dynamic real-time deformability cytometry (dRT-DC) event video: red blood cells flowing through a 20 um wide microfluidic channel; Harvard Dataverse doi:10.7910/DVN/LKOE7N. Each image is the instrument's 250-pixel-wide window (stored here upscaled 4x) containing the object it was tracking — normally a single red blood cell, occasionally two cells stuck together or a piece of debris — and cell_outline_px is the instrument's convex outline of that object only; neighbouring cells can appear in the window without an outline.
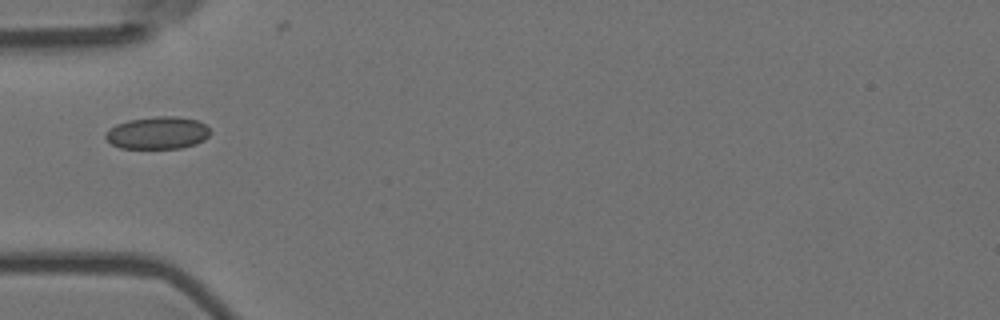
{"species": "Egyptian fruit bat (a non-hibernating species)", "species_latin": "Rousettus aegyptiacus", "temperature_condition": "room temperature", "stored_images_in_passage": 8, "camera_frame_rate_fps": 3000, "um_per_image_px": 0.085, "animal": {"sex": "female"}, "frame": {"image": 1, "passage_image": 3, "time_ms": 0.667, "image_size_px": [1000, 320], "cell_outline_px": [[212, 132], [204, 140], [196, 144], [180, 148], [120, 148], [112, 144], [104, 136], [116, 124], [128, 120], [156, 116], [176, 116], [196, 120], [204, 124]], "centroid_in_image_um": [13.43, 11.29], "position_along_channel_um": 71.6, "area_um2": 19.65}}
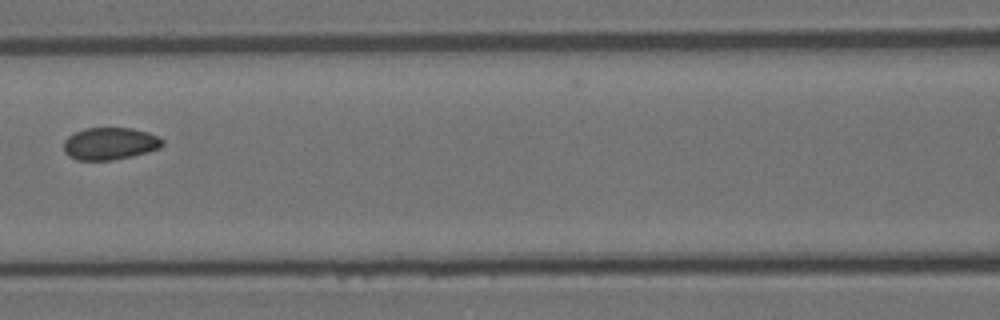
{"frame": {"image": 2, "passage_image": 5, "time_ms": 1.333, "image_size_px": [1000, 320], "cell_outline_px": [[164, 144], [160, 148], [132, 156], [112, 160], [76, 160], [68, 156], [64, 152], [64, 140], [68, 136], [84, 128], [132, 128], [148, 132], [164, 140]], "centroid_in_image_um": [9.33, 12.21], "position_along_channel_um": 157.3, "area_um2": 18.61}}
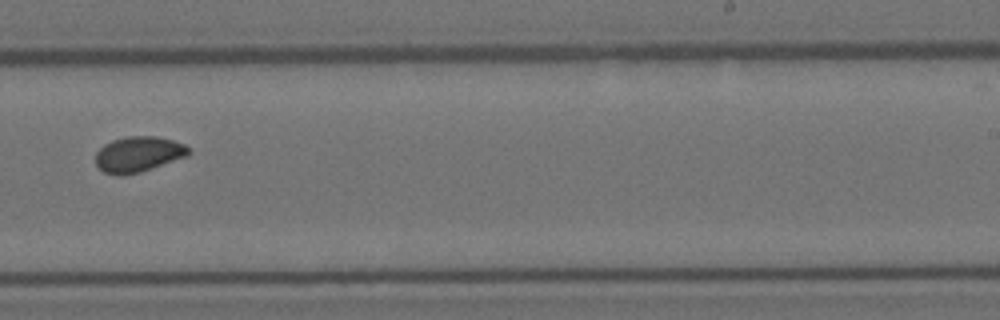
{"frame": {"image": 3, "passage_image": 8, "time_ms": 2.333, "image_size_px": [1000, 320], "cell_outline_px": [[192, 152], [188, 156], [140, 172], [120, 176], [116, 176], [104, 172], [96, 164], [96, 152], [104, 144], [112, 140], [128, 136], [156, 136], [172, 140], [184, 144]], "centroid_in_image_um": [11.76, 13.11], "position_along_channel_um": 277.2, "area_um2": 19.31}}